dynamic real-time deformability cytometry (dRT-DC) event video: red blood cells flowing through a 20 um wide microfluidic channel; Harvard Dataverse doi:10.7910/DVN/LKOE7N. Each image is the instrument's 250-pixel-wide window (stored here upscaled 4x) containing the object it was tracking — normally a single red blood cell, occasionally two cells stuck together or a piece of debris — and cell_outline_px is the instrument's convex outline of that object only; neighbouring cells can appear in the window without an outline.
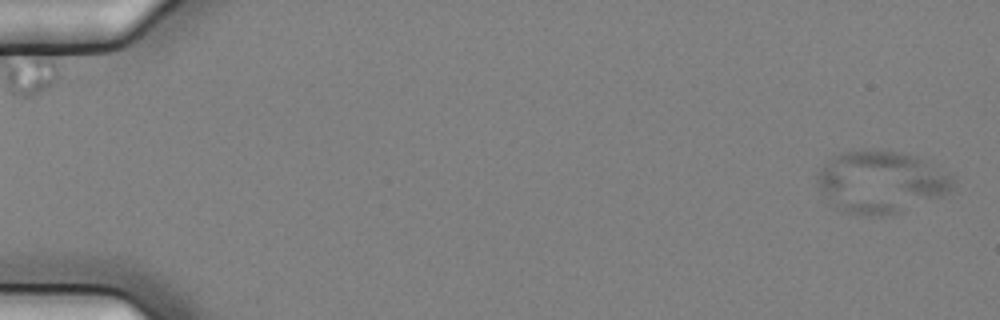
{"species": "common noctule bat (a hibernating species)", "species_latin": "Nyctalus noctula", "temperature_condition": "cold", "stored_images_in_passage": 6, "camera_frame_rate_fps": 3000, "um_per_image_px": 0.085, "animal": {"sex": "female", "body_mass_g": 25.1}, "frame": {"image": 1, "passage_image": 1, "time_ms": 0.0, "image_size_px": [1000, 320], "cell_outline_px": [[952, 188], [944, 196], [896, 212], [880, 216], [872, 216], [844, 212], [832, 208], [824, 204], [816, 184], [816, 172], [832, 156], [840, 152], [860, 148], [900, 152], [916, 156], [952, 176]], "centroid_in_image_um": [74.73, 15.46], "position_along_channel_um": 10.3, "area_um2": 49.82}}
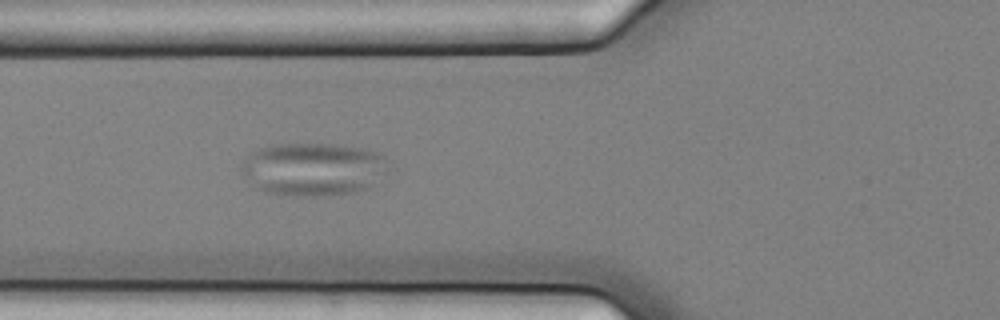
{"frame": {"image": 2, "passage_image": 6, "time_ms": 1.667, "image_size_px": [1000, 320], "cell_outline_px": [[396, 168], [368, 188], [352, 192], [320, 196], [296, 196], [264, 192], [256, 188], [240, 172], [240, 164], [252, 152], [260, 148], [272, 144], [332, 144], [360, 148], [376, 152], [392, 160]], "centroid_in_image_um": [26.71, 14.38], "position_along_channel_um": 99.1, "area_um2": 46.36}}